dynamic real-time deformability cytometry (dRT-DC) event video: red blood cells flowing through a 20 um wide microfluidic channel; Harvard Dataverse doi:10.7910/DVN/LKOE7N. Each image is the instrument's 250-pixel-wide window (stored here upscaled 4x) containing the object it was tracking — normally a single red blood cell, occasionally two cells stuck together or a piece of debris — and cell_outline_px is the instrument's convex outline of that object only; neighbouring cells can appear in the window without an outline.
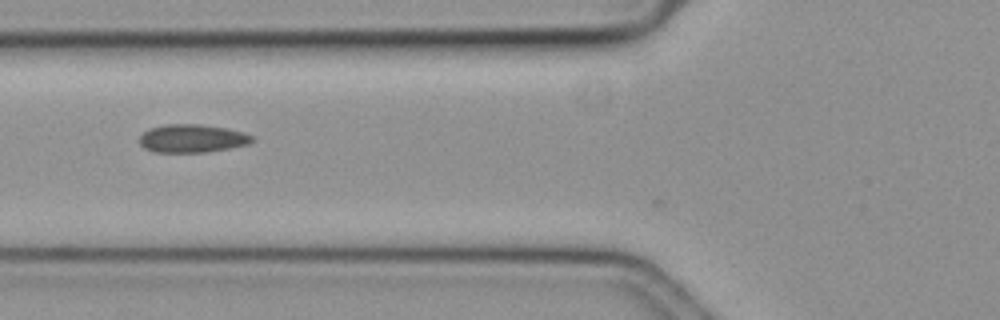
{"species": "common noctule bat (a hibernating species)", "species_latin": "Nyctalus noctula", "temperature_condition": "cold", "stored_images_in_passage": 4, "camera_frame_rate_fps": 3000, "um_per_image_px": 0.085, "animal": {"sex": "female", "body_mass_g": 19.3, "forearm_length_mm": 54.1}, "frame": {"image": 1, "passage_image": 2, "time_ms": 0.333, "image_size_px": [1000, 320], "cell_outline_px": [[256, 140], [248, 144], [208, 152], [152, 152], [144, 148], [140, 144], [140, 136], [148, 128], [164, 124], [200, 124], [228, 128], [244, 132], [252, 136]], "centroid_in_image_um": [16.33, 11.76], "position_along_channel_um": 109.5, "area_um2": 18.67}}